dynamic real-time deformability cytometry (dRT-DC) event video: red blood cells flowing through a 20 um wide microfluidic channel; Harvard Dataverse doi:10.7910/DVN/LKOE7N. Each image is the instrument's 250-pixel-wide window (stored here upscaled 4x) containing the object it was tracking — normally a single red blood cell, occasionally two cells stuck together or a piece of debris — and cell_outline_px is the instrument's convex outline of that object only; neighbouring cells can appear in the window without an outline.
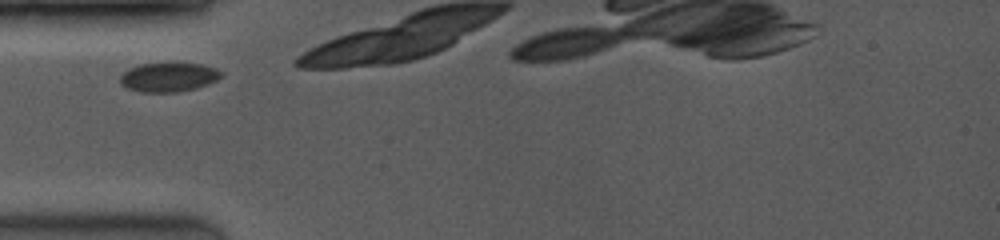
{"species": "common noctule bat (a hibernating species)", "species_latin": "Nyctalus noctula", "temperature_condition": "room temperature", "stored_images_in_passage": 16, "camera_frame_rate_fps": 3500, "um_per_image_px": 0.085, "animal": {"sex": "female", "body_mass_g": 19.0, "forearm_length_mm": 53.3}, "frame": {"image": 1, "passage_image": 1, "time_ms": 0.0, "image_size_px": [1000, 240], "cell_outline_px": [[224, 72], [216, 80], [208, 84], [196, 88], [176, 92], [140, 92], [128, 88], [120, 84], [120, 76], [128, 68], [140, 64], [200, 64], [216, 68]], "centroid_in_image_um": [14.31, 6.57], "position_along_channel_um": 70.7, "area_um2": 16.99}}